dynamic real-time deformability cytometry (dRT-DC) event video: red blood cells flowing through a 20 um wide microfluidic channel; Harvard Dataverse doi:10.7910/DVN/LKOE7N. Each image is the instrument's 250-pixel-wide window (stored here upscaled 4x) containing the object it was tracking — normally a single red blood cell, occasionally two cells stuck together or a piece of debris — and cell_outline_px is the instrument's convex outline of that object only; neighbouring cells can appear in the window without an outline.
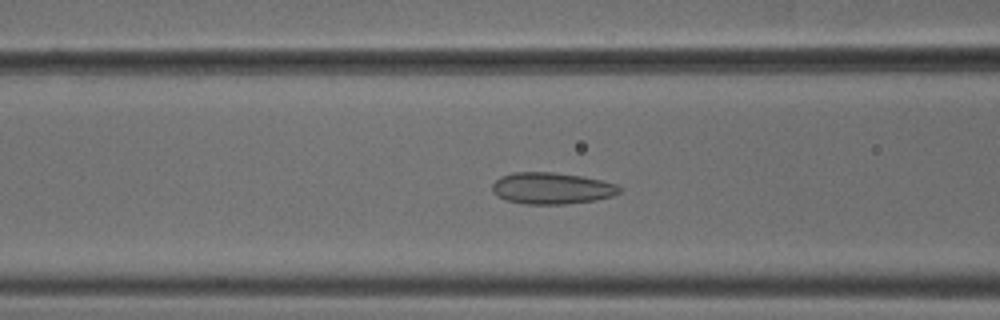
{"species": "common noctule bat (a hibernating species)", "species_latin": "Nyctalus noctula", "temperature_condition": "cold", "stored_images_in_passage": 53, "camera_frame_rate_fps": 3000, "um_per_image_px": 0.085, "animal": {"sex": "male", "body_mass_g": 18.8}, "frame": {"image": 1, "passage_image": 21, "time_ms": 6.667, "image_size_px": [1000, 320], "cell_outline_px": [[620, 192], [612, 196], [596, 200], [568, 204], [524, 204], [504, 200], [492, 192], [492, 184], [500, 176], [512, 172], [552, 172], [580, 176], [600, 180], [616, 184], [620, 188]], "centroid_in_image_um": [46.85, 16.01], "position_along_channel_um": 119.7, "area_um2": 23.47}}
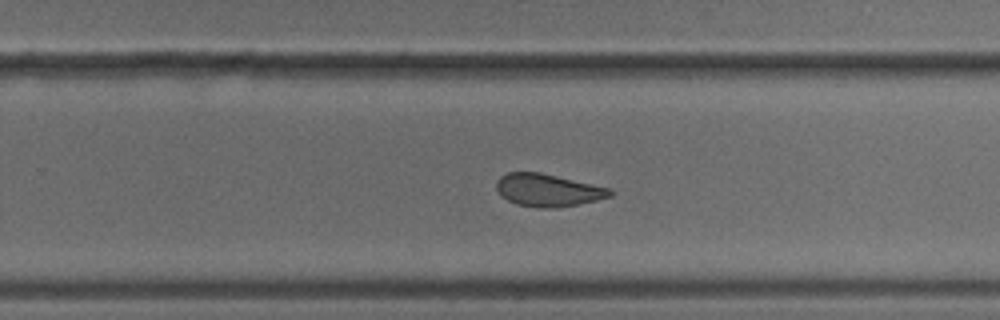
{"frame": {"image": 2, "passage_image": 34, "time_ms": 11.0, "image_size_px": [1000, 320], "cell_outline_px": [[612, 196], [596, 200], [556, 208], [536, 208], [516, 204], [500, 196], [496, 188], [496, 180], [500, 176], [508, 172], [540, 172], [612, 188]], "centroid_in_image_um": [46.55, 16.16], "position_along_channel_um": 283.3, "area_um2": 21.73}}
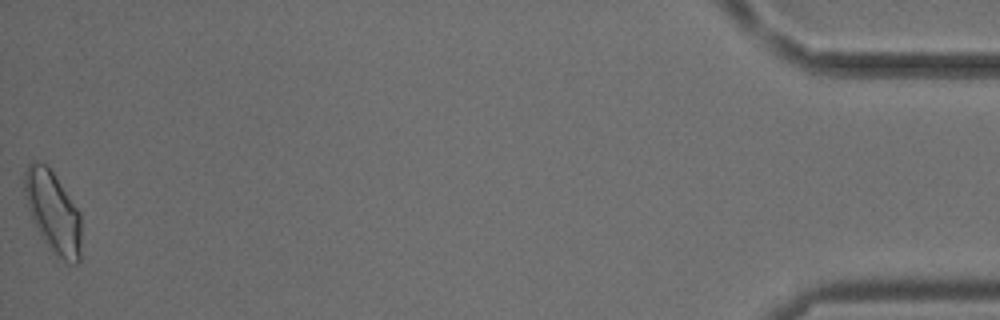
{"frame": {"image": 3, "passage_image": 53, "time_ms": 17.333, "image_size_px": [1000, 320], "cell_outline_px": [[80, 260], [76, 264], [68, 264], [56, 256], [48, 248], [40, 236], [32, 220], [28, 208], [24, 192], [24, 172], [28, 164], [32, 160], [36, 160], [44, 164], [52, 172], [80, 212]], "centroid_in_image_um": [4.49, 18.06], "position_along_channel_um": 430.7, "area_um2": 26.99}, "authors_computed_cell_mechanics": {"area_um2": 23.5824, "velocity_mm_per_s": 3.7731, "shape_relaxation_time_tau1_ms": null, "shape_relaxation_time_tau2_ms": 1.8893, "deformation_change_tau1": null, "deformation_change_tau2": 0.0767}}